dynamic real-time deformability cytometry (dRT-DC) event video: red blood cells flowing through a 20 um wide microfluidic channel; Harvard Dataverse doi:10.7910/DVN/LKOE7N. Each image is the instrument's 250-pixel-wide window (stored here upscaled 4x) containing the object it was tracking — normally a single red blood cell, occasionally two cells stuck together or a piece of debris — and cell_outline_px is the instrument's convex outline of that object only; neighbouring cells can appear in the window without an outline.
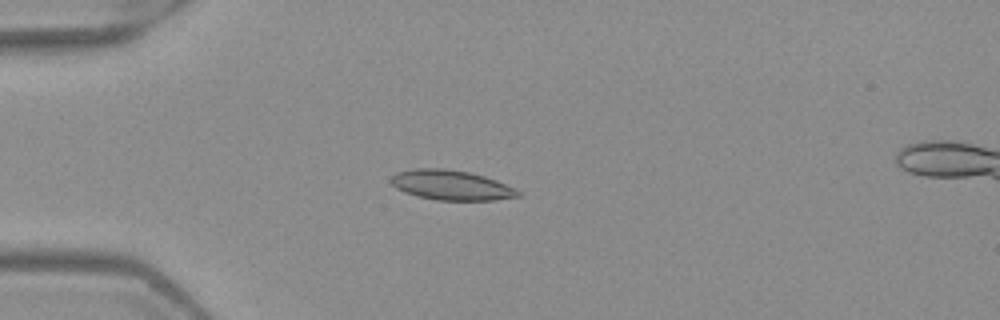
{"species": "Egyptian fruit bat (a non-hibernating species)", "species_latin": "Rousettus aegyptiacus", "temperature_condition": "warm", "stored_images_in_passage": 7, "camera_frame_rate_fps": 3000, "um_per_image_px": 0.085, "frame": {"image": 1, "passage_image": 5, "time_ms": 1.333, "image_size_px": [1000, 320], "cell_outline_px": [[524, 196], [496, 200], [436, 200], [416, 196], [404, 192], [396, 188], [392, 184], [392, 176], [396, 172], [412, 168], [444, 168], [468, 172], [484, 176], [496, 180], [516, 188]], "centroid_in_image_um": [38.38, 15.74], "position_along_channel_um": 46.6, "area_um2": 22.31}}
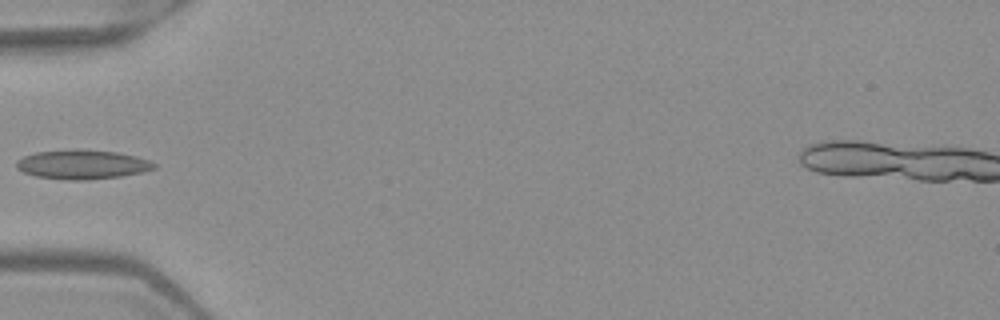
{"frame": {"image": 2, "passage_image": 6, "time_ms": 1.667, "image_size_px": [1000, 320], "cell_outline_px": [[156, 168], [140, 172], [120, 176], [88, 180], [68, 180], [36, 176], [24, 172], [16, 168], [16, 160], [24, 156], [36, 152], [76, 148], [80, 148], [116, 152], [136, 156], [148, 160], [156, 164]], "centroid_in_image_um": [6.97, 13.96], "position_along_channel_um": 78.0, "area_um2": 23.58}}
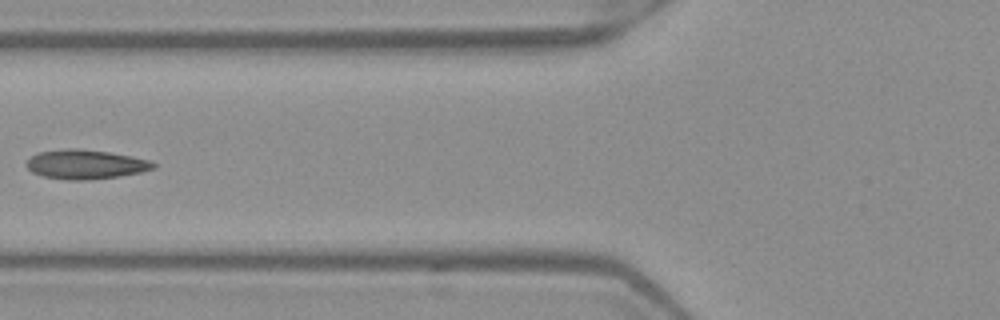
{"frame": {"image": 3, "passage_image": 7, "time_ms": 2.0, "image_size_px": [1000, 320], "cell_outline_px": [[156, 168], [140, 172], [120, 176], [84, 180], [68, 180], [44, 176], [32, 172], [28, 168], [28, 160], [32, 156], [40, 152], [68, 148], [76, 148], [108, 152], [148, 160], [156, 164]], "centroid_in_image_um": [7.28, 13.97], "position_along_channel_um": 118.5, "area_um2": 21.27}}